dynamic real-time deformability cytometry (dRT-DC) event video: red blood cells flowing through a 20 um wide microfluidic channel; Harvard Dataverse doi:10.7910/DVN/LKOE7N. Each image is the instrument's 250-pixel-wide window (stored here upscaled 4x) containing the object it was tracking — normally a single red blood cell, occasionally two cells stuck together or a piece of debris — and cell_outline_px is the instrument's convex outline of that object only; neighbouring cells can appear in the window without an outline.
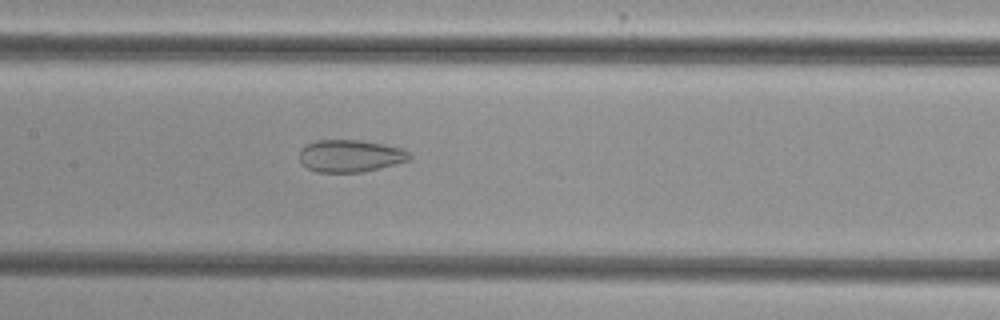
{"species": "common noctule bat (a hibernating species)", "species_latin": "Nyctalus noctula", "temperature_condition": "cold", "stored_images_in_passage": 54, "camera_frame_rate_fps": 3000, "um_per_image_px": 0.085, "animal": {"sex": "female", "body_mass_g": 29.2, "forearm_length_mm": 56.3}, "frame": {"image": 1, "passage_image": 27, "time_ms": 8.667, "image_size_px": [1000, 320], "cell_outline_px": [[412, 160], [364, 172], [316, 172], [300, 164], [300, 148], [316, 140], [360, 140], [384, 144], [404, 148], [412, 156]], "centroid_in_image_um": [29.8, 13.25], "position_along_channel_um": 177.6, "area_um2": 20.98}}
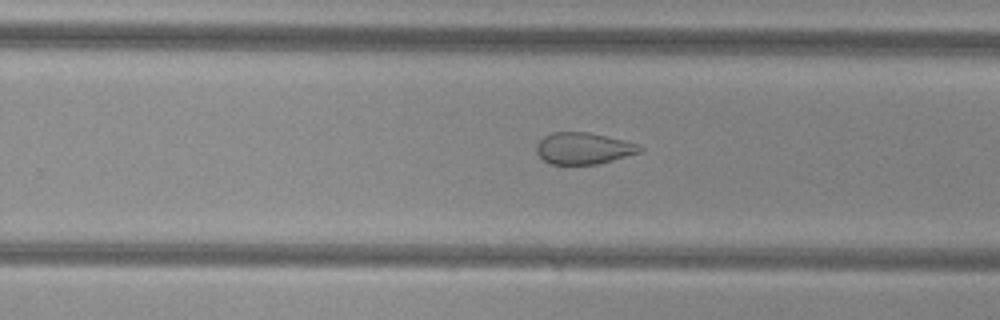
{"frame": {"image": 2, "passage_image": 35, "time_ms": 11.333, "image_size_px": [1000, 320], "cell_outline_px": [[644, 148], [640, 152], [612, 160], [596, 164], [548, 164], [536, 152], [536, 144], [544, 136], [552, 132], [588, 132], [624, 140], [640, 144]], "centroid_in_image_um": [49.59, 12.6], "position_along_channel_um": 280.2, "area_um2": 19.02}}
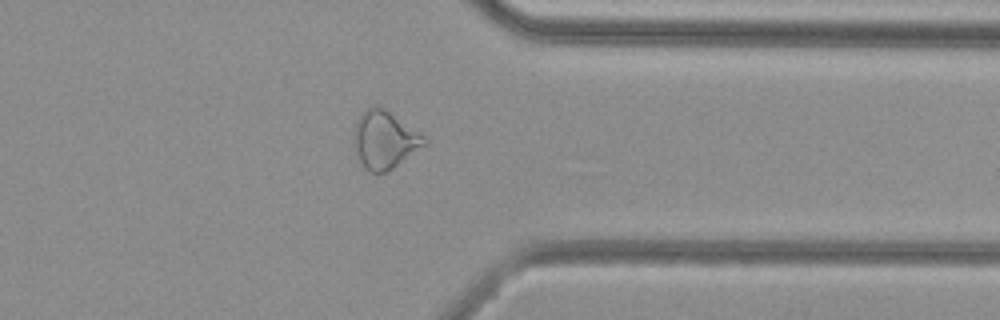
{"frame": {"image": 3, "passage_image": 43, "time_ms": 14.0, "image_size_px": [1000, 320], "cell_outline_px": [[428, 144], [388, 172], [368, 172], [364, 168], [352, 144], [352, 132], [356, 120], [360, 112], [372, 104], [376, 104], [384, 108], [420, 132], [428, 140]], "centroid_in_image_um": [32.66, 11.86], "position_along_channel_um": 378.7, "area_um2": 24.39}, "authors_computed_cell_mechanics": {"area_um2": 26.2123, "velocity_mm_per_s": 3.8547, "shape_relaxation_time_tau1_ms": null, "shape_relaxation_time_tau2_ms": 2.4204, "deformation_change_tau1": null, "deformation_change_tau2": 0.089}}